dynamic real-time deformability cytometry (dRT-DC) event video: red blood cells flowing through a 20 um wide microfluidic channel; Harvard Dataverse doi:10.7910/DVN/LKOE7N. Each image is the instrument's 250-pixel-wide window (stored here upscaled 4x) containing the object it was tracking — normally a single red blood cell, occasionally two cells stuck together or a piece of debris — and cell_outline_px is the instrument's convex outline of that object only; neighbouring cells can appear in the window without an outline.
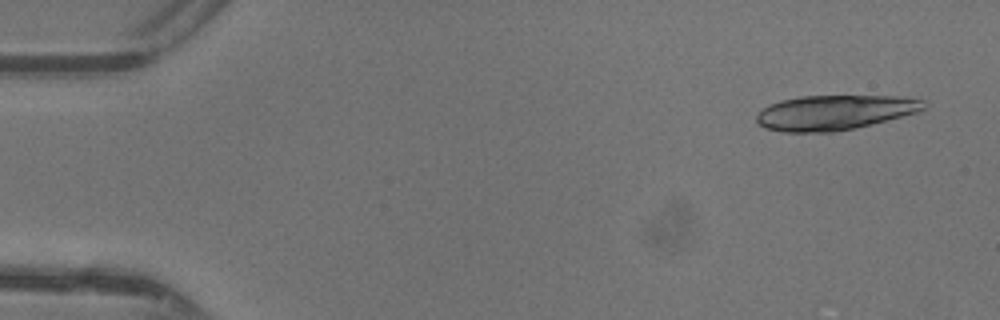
{"species": "common noctule bat (a hibernating species)", "species_latin": "Nyctalus noctula", "temperature_condition": "warm", "stored_images_in_passage": 14, "camera_frame_rate_fps": 3000, "um_per_image_px": 0.085, "animal": {"sex": "female"}, "frame": {"image": 1, "passage_image": 3, "time_ms": 0.667, "image_size_px": [1000, 320], "cell_outline_px": [[928, 108], [916, 112], [856, 128], [832, 132], [784, 132], [764, 128], [756, 124], [756, 116], [768, 104], [780, 100], [800, 96], [900, 96], [924, 100]], "centroid_in_image_um": [70.91, 9.56], "position_along_channel_um": 14.1, "area_um2": 34.04}}